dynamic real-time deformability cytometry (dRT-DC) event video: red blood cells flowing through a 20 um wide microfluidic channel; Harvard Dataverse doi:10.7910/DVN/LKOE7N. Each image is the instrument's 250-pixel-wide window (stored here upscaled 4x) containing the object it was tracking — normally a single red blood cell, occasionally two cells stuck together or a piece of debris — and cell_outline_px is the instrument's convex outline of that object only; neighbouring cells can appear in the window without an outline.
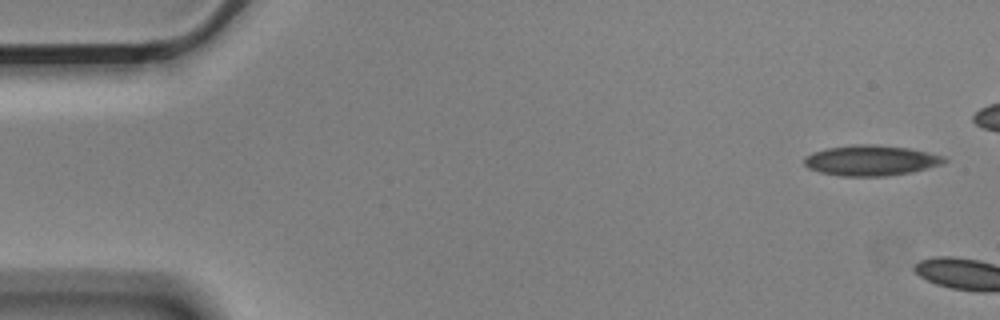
{"species": "Egyptian fruit bat (a non-hibernating species)", "species_latin": "Rousettus aegyptiacus", "temperature_condition": "cold", "stored_images_in_passage": 2, "camera_frame_rate_fps": 3000, "um_per_image_px": 0.085, "animal": {"sex": "male"}, "frame": {"image": 1, "passage_image": 1, "time_ms": 0.0, "image_size_px": [1000, 320], "cell_outline_px": [[948, 160], [944, 164], [912, 172], [884, 176], [840, 176], [820, 172], [808, 168], [804, 164], [804, 156], [812, 152], [824, 148], [852, 144], [876, 144], [908, 148], [928, 152], [944, 156]], "centroid_in_image_um": [74.02, 13.63], "position_along_channel_um": 11.0, "area_um2": 25.14}}